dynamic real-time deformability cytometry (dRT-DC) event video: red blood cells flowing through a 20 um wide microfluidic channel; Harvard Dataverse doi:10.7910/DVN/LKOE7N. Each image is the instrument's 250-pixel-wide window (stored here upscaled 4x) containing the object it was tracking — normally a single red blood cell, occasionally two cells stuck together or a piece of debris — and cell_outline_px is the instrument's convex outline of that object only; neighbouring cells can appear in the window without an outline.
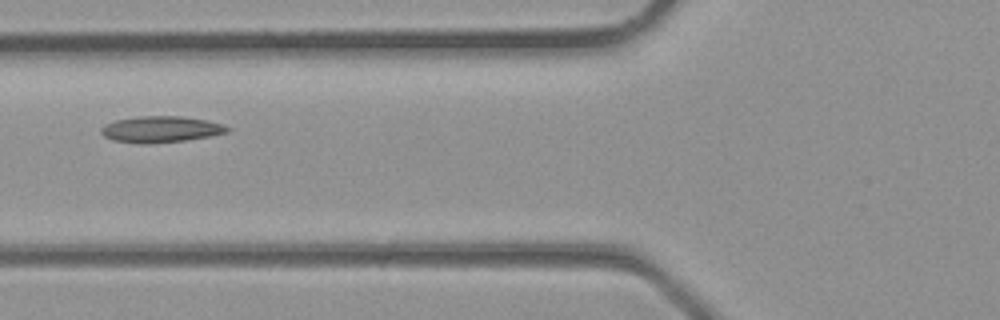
{"species": "common noctule bat (a hibernating species)", "species_latin": "Nyctalus noctula", "temperature_condition": "room temperature", "stored_images_in_passage": 5, "camera_frame_rate_fps": 3000, "um_per_image_px": 0.085, "animal": {"sex": "male", "body_mass_g": 23.1, "forearm_length_mm": 52.7}, "frame": {"image": 1, "passage_image": 5, "time_ms": 1.333, "image_size_px": [1000, 320], "cell_outline_px": [[232, 128], [228, 132], [212, 136], [188, 140], [148, 144], [140, 144], [112, 140], [104, 136], [100, 132], [100, 128], [104, 124], [116, 120], [140, 116], [180, 116], [204, 120], [224, 124]], "centroid_in_image_um": [13.67, 11.0], "position_along_channel_um": 112.1, "area_um2": 19.54}}